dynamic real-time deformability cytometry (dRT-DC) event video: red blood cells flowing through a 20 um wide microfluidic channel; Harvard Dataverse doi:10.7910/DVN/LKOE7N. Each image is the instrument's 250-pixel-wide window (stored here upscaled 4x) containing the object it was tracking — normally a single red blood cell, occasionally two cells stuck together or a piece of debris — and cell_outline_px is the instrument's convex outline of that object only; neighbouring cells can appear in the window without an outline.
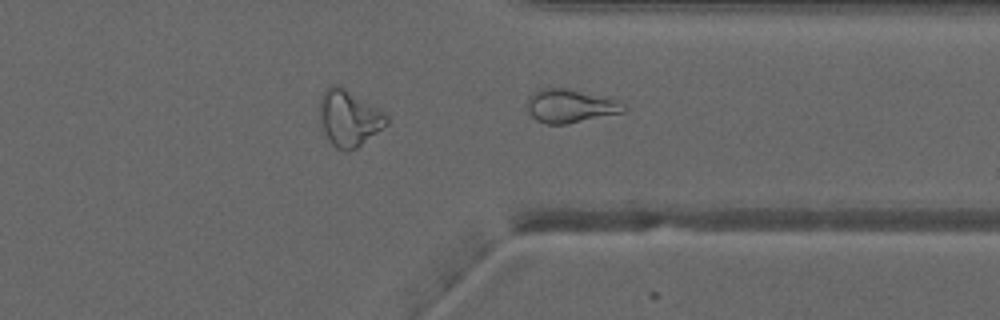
{"species": "common noctule bat (a hibernating species)", "species_latin": "Nyctalus noctula", "temperature_condition": "warm", "stored_images_in_passage": 30, "camera_frame_rate_fps": 3000, "um_per_image_px": 0.085, "animal": {"sex": "male", "forearm_length_mm": 52.5}, "frame": {"image": 1, "passage_image": 30, "time_ms": 9.667, "image_size_px": [1000, 320], "cell_outline_px": [[628, 108], [624, 112], [564, 124], [548, 124], [536, 120], [528, 112], [524, 104], [528, 96], [532, 92], [540, 88], [568, 88], [616, 100], [624, 104]], "centroid_in_image_um": [48.4, 8.99], "position_along_channel_um": 363.0, "area_um2": 18.9}}